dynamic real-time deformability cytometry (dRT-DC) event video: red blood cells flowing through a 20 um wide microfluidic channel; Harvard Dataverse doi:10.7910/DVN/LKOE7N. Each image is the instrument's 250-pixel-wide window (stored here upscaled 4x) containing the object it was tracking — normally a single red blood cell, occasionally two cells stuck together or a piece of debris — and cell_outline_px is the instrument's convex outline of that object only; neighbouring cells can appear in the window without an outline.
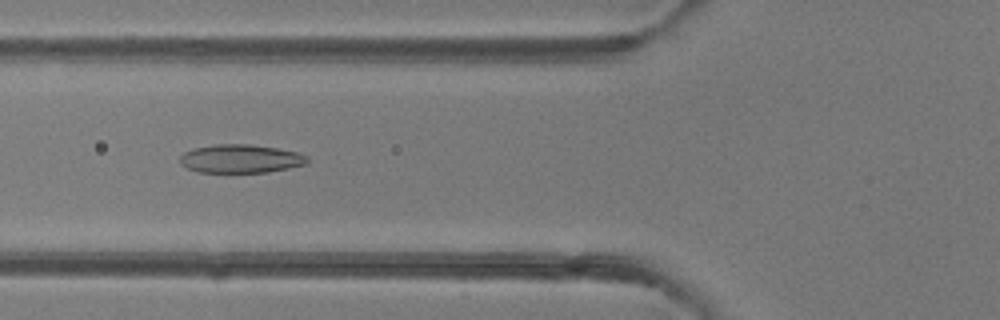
{"species": "common noctule bat (a hibernating species)", "species_latin": "Nyctalus noctula", "temperature_condition": "room temperature", "stored_images_in_passage": 48, "camera_frame_rate_fps": 3000, "um_per_image_px": 0.085, "animal": {"sex": "female"}, "frame": {"image": 1, "passage_image": 18, "time_ms": 5.667, "image_size_px": [1000, 320], "cell_outline_px": [[308, 164], [268, 172], [200, 172], [188, 168], [180, 164], [180, 156], [184, 152], [192, 148], [216, 144], [248, 144], [276, 148], [296, 152], [308, 156]], "centroid_in_image_um": [20.45, 13.49], "position_along_channel_um": 105.4, "area_um2": 21.1}}
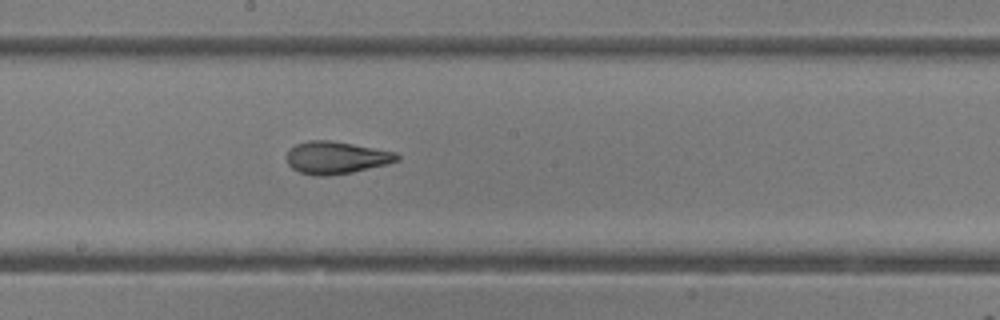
{"frame": {"image": 2, "passage_image": 26, "time_ms": 8.333, "image_size_px": [1000, 320], "cell_outline_px": [[400, 160], [388, 164], [352, 172], [328, 176], [316, 176], [300, 172], [292, 168], [288, 164], [288, 148], [296, 144], [308, 140], [332, 140], [396, 152], [400, 156]], "centroid_in_image_um": [28.59, 13.39], "position_along_channel_um": 219.6, "area_um2": 20.92}}
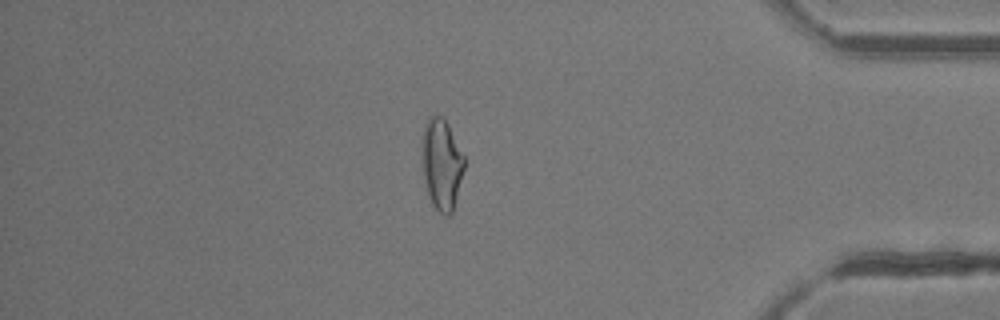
{"frame": {"image": 3, "passage_image": 41, "time_ms": 13.333, "image_size_px": [1000, 320], "cell_outline_px": [[464, 168], [452, 212], [448, 216], [444, 216], [432, 204], [428, 196], [420, 168], [420, 140], [424, 124], [428, 116], [444, 116], [464, 156]], "centroid_in_image_um": [37.47, 13.91], "position_along_channel_um": 397.7, "area_um2": 23.06}, "authors_computed_cell_mechanics": {"area_um2": 22.3686, "velocity_mm_per_s": 4.2751, "shape_relaxation_time_tau1_ms": null, "shape_relaxation_time_tau2_ms": 1.8236, "deformation_change_tau1": null, "deformation_change_tau2": 0.1044}}